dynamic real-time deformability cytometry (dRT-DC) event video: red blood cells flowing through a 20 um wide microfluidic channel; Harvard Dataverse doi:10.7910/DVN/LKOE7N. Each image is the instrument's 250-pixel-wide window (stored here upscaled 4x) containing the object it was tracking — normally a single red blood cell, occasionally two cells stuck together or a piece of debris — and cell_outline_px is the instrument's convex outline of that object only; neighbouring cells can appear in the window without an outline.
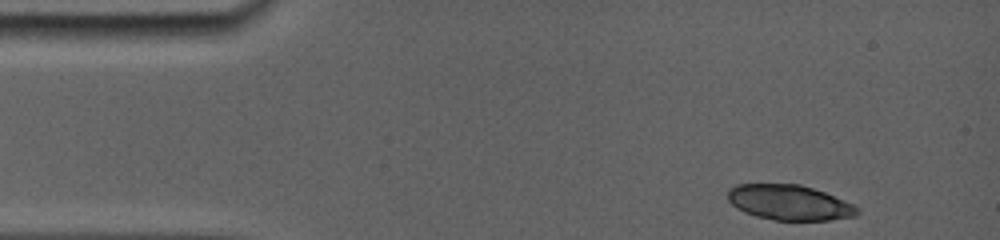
{"species": "common noctule bat (a hibernating species)", "species_latin": "Nyctalus noctula", "temperature_condition": "room temperature", "stored_images_in_passage": 6, "camera_frame_rate_fps": 5000, "um_per_image_px": 0.085, "animal": {"sex": "female", "body_mass_g": 19.0, "forearm_length_mm": 56.7}, "frame": {"image": 1, "passage_image": 1, "time_ms": 0.0, "image_size_px": [1000, 240], "cell_outline_px": [[860, 212], [856, 216], [828, 220], [776, 220], [756, 216], [744, 212], [736, 208], [728, 200], [728, 188], [736, 184], [800, 184], [824, 192], [844, 200], [860, 208]], "centroid_in_image_um": [67.09, 17.21], "position_along_channel_um": 17.9, "area_um2": 26.59}}